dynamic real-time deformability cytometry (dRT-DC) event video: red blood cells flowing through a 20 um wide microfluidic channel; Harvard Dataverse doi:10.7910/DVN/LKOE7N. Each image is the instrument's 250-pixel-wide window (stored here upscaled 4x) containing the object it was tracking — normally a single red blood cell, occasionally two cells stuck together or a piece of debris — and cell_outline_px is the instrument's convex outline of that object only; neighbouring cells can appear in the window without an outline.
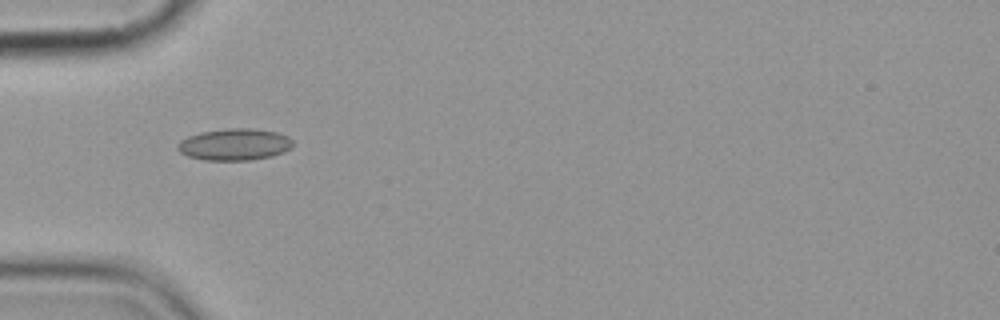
{"species": "common noctule bat (a hibernating species)", "species_latin": "Nyctalus noctula", "temperature_condition": "cold", "stored_images_in_passage": 5, "camera_frame_rate_fps": 3000, "um_per_image_px": 0.085, "animal": {"sex": "female", "body_mass_g": 19.9}, "frame": {"image": 1, "passage_image": 4, "time_ms": 3.667, "image_size_px": [1000, 320], "cell_outline_px": [[292, 148], [284, 152], [272, 156], [252, 160], [204, 160], [188, 156], [180, 152], [176, 148], [176, 144], [180, 140], [188, 136], [200, 132], [228, 128], [252, 128], [276, 132], [288, 136], [292, 140]], "centroid_in_image_um": [19.93, 12.28], "position_along_channel_um": 65.1, "area_um2": 21.5}}
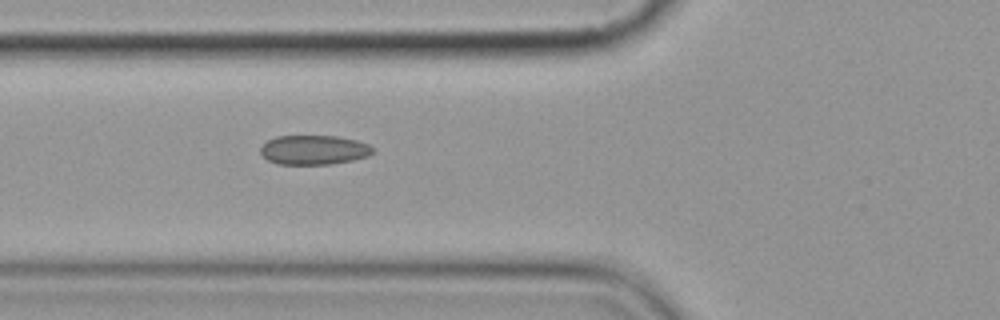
{"frame": {"image": 2, "passage_image": 5, "time_ms": 4.667, "image_size_px": [1000, 320], "cell_outline_px": [[376, 148], [368, 156], [352, 160], [332, 164], [276, 164], [268, 160], [260, 152], [260, 148], [268, 140], [276, 136], [336, 136], [356, 140], [368, 144]], "centroid_in_image_um": [26.69, 12.74], "position_along_channel_um": 99.1, "area_um2": 19.25}}